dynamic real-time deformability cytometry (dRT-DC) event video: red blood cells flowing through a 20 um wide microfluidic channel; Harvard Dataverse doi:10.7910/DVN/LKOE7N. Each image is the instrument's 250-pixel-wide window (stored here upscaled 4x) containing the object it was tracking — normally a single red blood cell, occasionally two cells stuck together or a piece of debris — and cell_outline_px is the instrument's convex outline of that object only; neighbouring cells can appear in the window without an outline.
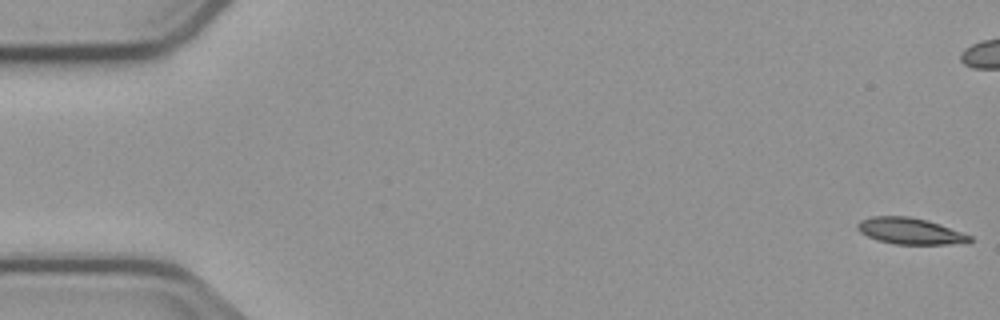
{"species": "common noctule bat (a hibernating species)", "species_latin": "Nyctalus noctula", "temperature_condition": "cold", "stored_images_in_passage": 7, "camera_frame_rate_fps": 3000, "um_per_image_px": 0.085, "animal": {"sex": "male", "body_mass_g": 23.1, "forearm_length_mm": 52.7}, "frame": {"image": 1, "passage_image": 1, "time_ms": 0.0, "image_size_px": [1000, 320], "cell_outline_px": [[972, 240], [948, 244], [896, 244], [880, 240], [868, 236], [860, 232], [856, 228], [856, 224], [860, 220], [872, 216], [908, 216], [940, 224], [972, 236]], "centroid_in_image_um": [77.3, 19.62], "position_along_channel_um": 7.7, "area_um2": 16.88}}
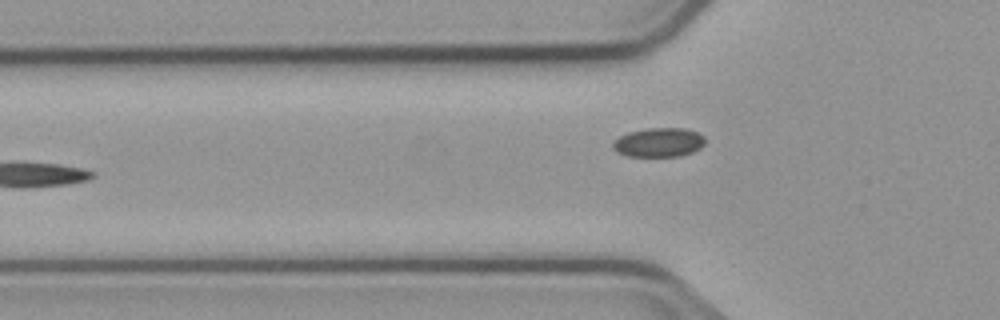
{"frame": {"image": 2, "passage_image": 7, "time_ms": 7.0, "image_size_px": [1000, 320], "cell_outline_px": [[704, 144], [700, 148], [692, 152], [680, 156], [628, 156], [616, 152], [612, 148], [612, 140], [628, 132], [648, 128], [684, 128], [696, 132], [704, 136]], "centroid_in_image_um": [55.96, 12.1], "position_along_channel_um": 69.8, "area_um2": 15.72}}